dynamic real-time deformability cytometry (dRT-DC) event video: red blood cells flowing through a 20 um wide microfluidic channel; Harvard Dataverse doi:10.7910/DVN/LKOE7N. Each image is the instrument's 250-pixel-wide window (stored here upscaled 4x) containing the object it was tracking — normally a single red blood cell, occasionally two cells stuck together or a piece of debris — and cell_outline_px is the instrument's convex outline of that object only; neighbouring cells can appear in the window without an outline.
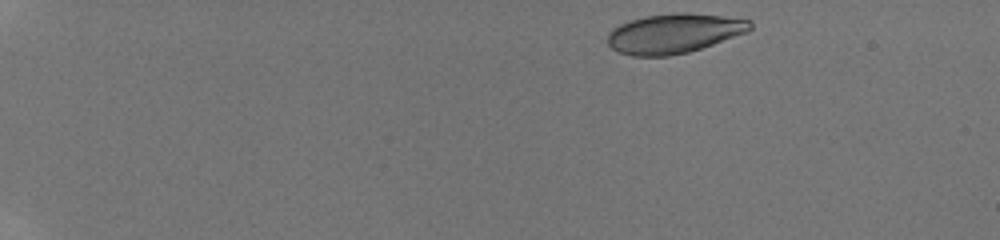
{"species": "human", "species_latin": "Homo sapiens", "temperature_condition": "room temperature", "stored_images_in_passage": 44, "camera_frame_rate_fps": 3000, "um_per_image_px": 0.085, "donor": {"sex": "male"}, "frame": {"image": 1, "passage_image": 2, "time_ms": 0.333, "image_size_px": [1000, 240], "cell_outline_px": [[752, 28], [748, 32], [688, 52], [668, 56], [632, 56], [620, 52], [612, 48], [608, 44], [608, 32], [612, 28], [620, 24], [644, 16], [676, 12], [688, 12], [724, 16], [752, 20]], "centroid_in_image_um": [57.3, 2.83], "position_along_channel_um": 27.7, "area_um2": 32.95}}
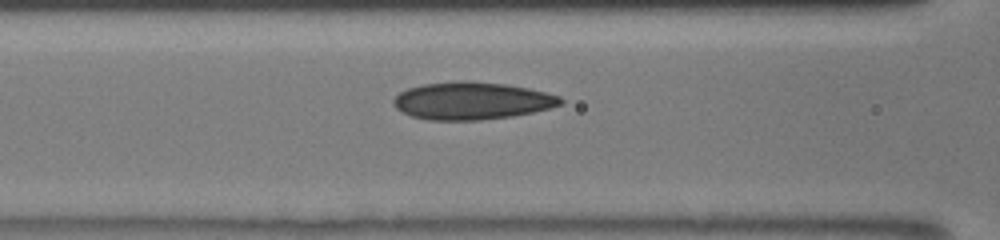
{"frame": {"image": 2, "passage_image": 18, "time_ms": 6.0, "image_size_px": [1000, 240], "cell_outline_px": [[564, 104], [532, 112], [512, 116], [480, 120], [428, 120], [412, 116], [400, 112], [392, 104], [392, 100], [400, 92], [408, 88], [424, 84], [460, 80], [472, 80], [504, 84], [528, 88], [560, 96], [564, 100]], "centroid_in_image_um": [40.08, 8.56], "position_along_channel_um": 126.5, "area_um2": 36.65}}
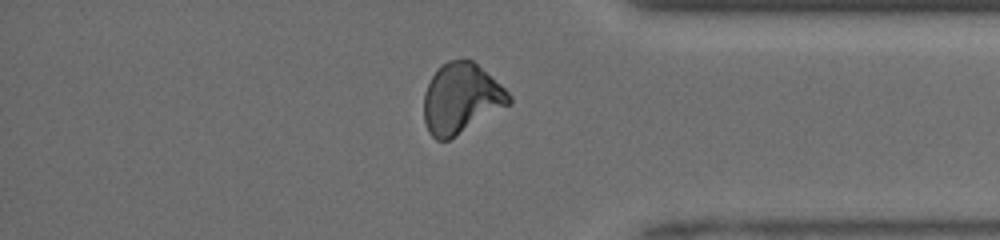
{"frame": {"image": 3, "passage_image": 38, "time_ms": 12.667, "image_size_px": [1000, 240], "cell_outline_px": [[512, 104], [448, 140], [436, 140], [428, 132], [424, 120], [424, 92], [432, 76], [440, 64], [448, 60], [472, 60], [500, 84], [512, 96]], "centroid_in_image_um": [39.19, 8.38], "position_along_channel_um": 396.0, "area_um2": 34.8}, "authors_computed_cell_mechanics": {"area_um2": 34.3621, "velocity_mm_per_s": 4.1499, "shape_relaxation_time_tau1_ms": null, "shape_relaxation_time_tau2_ms": 2.1135, "deformation_change_tau1": null, "deformation_change_tau2": 0.083}}